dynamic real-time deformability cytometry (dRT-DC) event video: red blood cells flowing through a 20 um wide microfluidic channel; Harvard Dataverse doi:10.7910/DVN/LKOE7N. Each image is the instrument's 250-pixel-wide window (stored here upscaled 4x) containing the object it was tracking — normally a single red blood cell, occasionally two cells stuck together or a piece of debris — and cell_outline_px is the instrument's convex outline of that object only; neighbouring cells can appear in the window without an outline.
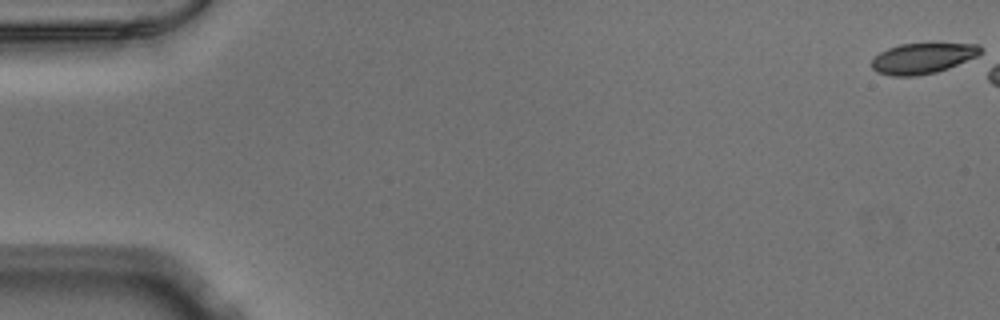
{"species": "Egyptian fruit bat (a non-hibernating species)", "species_latin": "Rousettus aegyptiacus", "temperature_condition": "warm", "stored_images_in_passage": 44, "camera_frame_rate_fps": 3000, "um_per_image_px": 0.085, "animal": {"sex": "male"}, "frame": {"image": 1, "passage_image": 1, "time_ms": 0.0, "image_size_px": [1000, 320], "cell_outline_px": [[980, 52], [976, 56], [948, 68], [936, 72], [916, 76], [892, 76], [876, 72], [872, 68], [872, 60], [880, 52], [888, 48], [900, 44], [980, 44]], "centroid_in_image_um": [78.37, 4.97], "position_along_channel_um": 6.6, "area_um2": 19.07}}
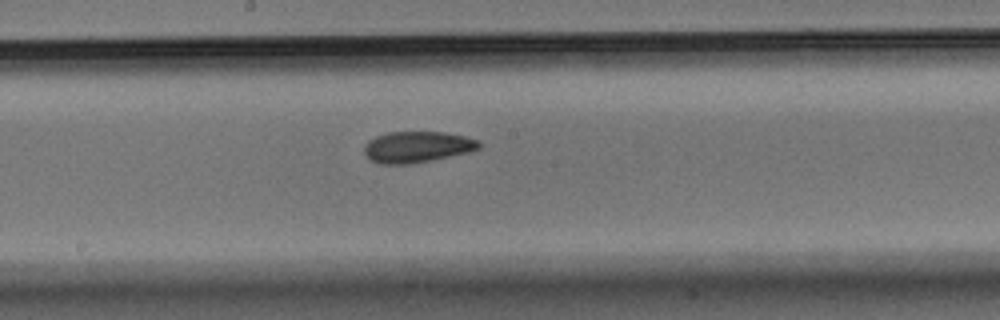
{"frame": {"image": 2, "passage_image": 29, "time_ms": 9.333, "image_size_px": [1000, 320], "cell_outline_px": [[480, 148], [468, 152], [432, 160], [408, 164], [380, 164], [368, 160], [364, 156], [364, 148], [368, 140], [376, 136], [388, 132], [444, 132], [464, 136], [476, 140], [480, 144]], "centroid_in_image_um": [35.39, 12.5], "position_along_channel_um": 212.8, "area_um2": 20.87}}
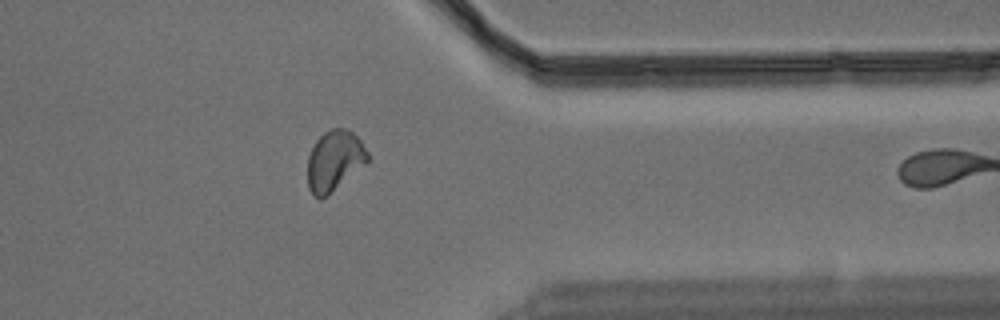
{"frame": {"image": 3, "passage_image": 43, "time_ms": 14.0, "image_size_px": [1000, 320], "cell_outline_px": [[368, 160], [328, 196], [320, 200], [312, 196], [308, 188], [308, 156], [316, 140], [324, 132], [332, 128], [344, 128], [352, 132], [360, 140], [368, 152]], "centroid_in_image_um": [28.39, 13.68], "position_along_channel_um": 383.0, "area_um2": 21.04}}